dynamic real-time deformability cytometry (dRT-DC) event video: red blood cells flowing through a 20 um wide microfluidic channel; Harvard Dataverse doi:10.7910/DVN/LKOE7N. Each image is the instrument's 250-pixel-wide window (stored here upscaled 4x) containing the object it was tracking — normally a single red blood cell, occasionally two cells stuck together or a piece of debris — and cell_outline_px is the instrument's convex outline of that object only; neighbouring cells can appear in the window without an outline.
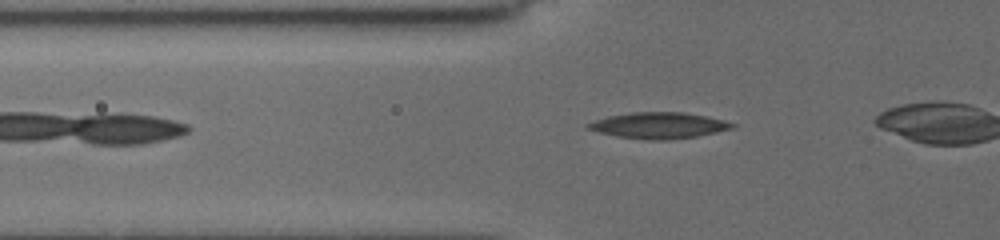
{"species": "common noctule bat (a hibernating species)", "species_latin": "Nyctalus noctula", "temperature_condition": "cold", "stored_images_in_passage": 31, "camera_frame_rate_fps": 3000, "um_per_image_px": 0.085, "animal": {"sex": "female", "body_mass_g": 19.5, "forearm_length_mm": 54.1}, "frame": {"image": 1, "passage_image": 2, "time_ms": 0.333, "image_size_px": [1000, 240], "cell_outline_px": [[736, 128], [696, 136], [668, 140], [652, 140], [616, 136], [584, 128], [584, 124], [608, 116], [632, 112], [684, 112], [724, 120], [736, 124]], "centroid_in_image_um": [55.99, 10.66], "position_along_channel_um": 69.8, "area_um2": 21.91}}
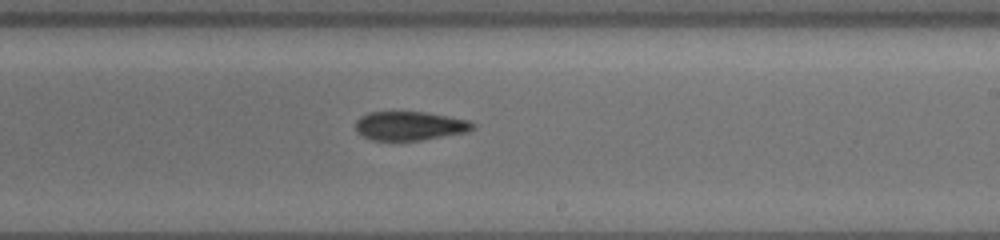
{"frame": {"image": 2, "passage_image": 17, "time_ms": 5.333, "image_size_px": [1000, 240], "cell_outline_px": [[476, 128], [468, 132], [420, 140], [372, 140], [356, 132], [356, 120], [360, 116], [368, 112], [424, 112], [448, 116], [468, 120], [476, 124]], "centroid_in_image_um": [34.85, 10.69], "position_along_channel_um": 254.2, "area_um2": 19.77}}
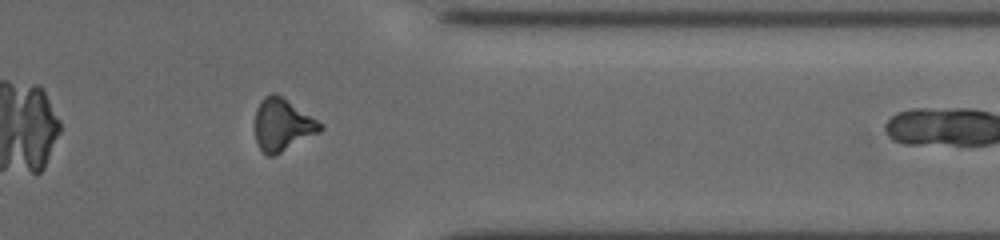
{"frame": {"image": 3, "passage_image": 28, "time_ms": 9.0, "image_size_px": [1000, 240], "cell_outline_px": [[324, 128], [320, 132], [272, 156], [268, 156], [260, 148], [256, 140], [256, 108], [260, 100], [264, 96], [272, 92], [276, 92], [324, 124]], "centroid_in_image_um": [24.02, 10.57], "position_along_channel_um": 387.4, "area_um2": 19.77}}